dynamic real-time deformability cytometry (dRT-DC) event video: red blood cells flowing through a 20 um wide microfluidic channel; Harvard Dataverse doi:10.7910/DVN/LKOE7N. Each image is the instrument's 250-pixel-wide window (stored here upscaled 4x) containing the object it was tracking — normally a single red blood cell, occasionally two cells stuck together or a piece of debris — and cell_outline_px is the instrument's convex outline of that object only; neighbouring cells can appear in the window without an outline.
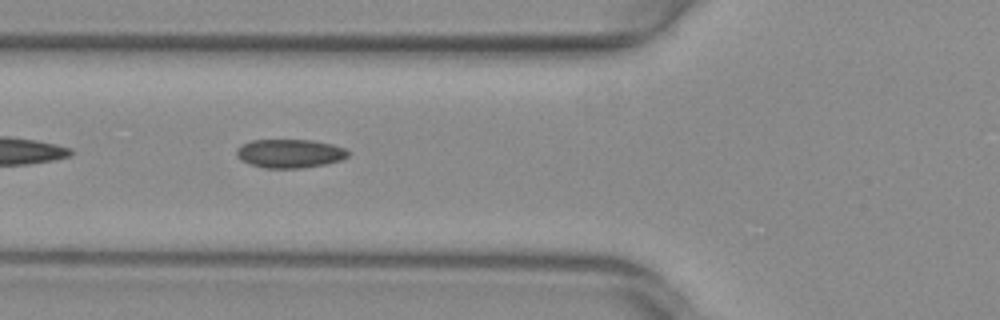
{"species": "common noctule bat (a hibernating species)", "species_latin": "Nyctalus noctula", "temperature_condition": "warm", "stored_images_in_passage": 27, "camera_frame_rate_fps": 3000, "um_per_image_px": 0.085, "animal": {"sex": "female", "body_mass_g": 29.2, "forearm_length_mm": 56.3}, "frame": {"image": 1, "passage_image": 5, "time_ms": 1.333, "image_size_px": [1000, 320], "cell_outline_px": [[352, 152], [348, 156], [340, 160], [324, 164], [304, 168], [264, 168], [248, 164], [240, 160], [236, 156], [236, 148], [252, 140], [312, 140], [332, 144], [344, 148]], "centroid_in_image_um": [24.62, 13.05], "position_along_channel_um": 101.2, "area_um2": 18.79}}
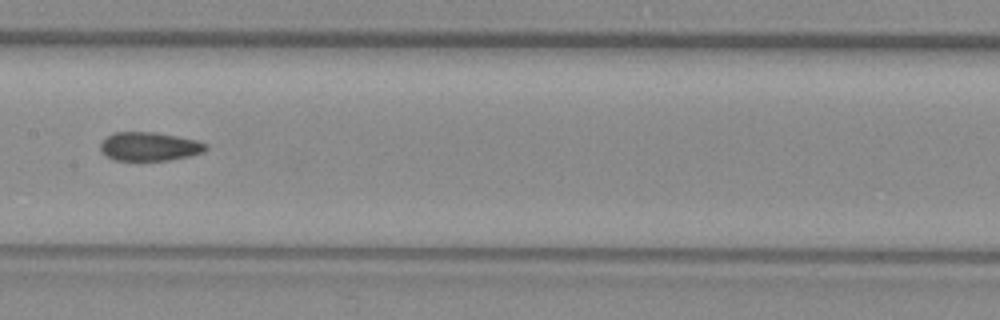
{"frame": {"image": 2, "passage_image": 12, "time_ms": 3.667, "image_size_px": [1000, 320], "cell_outline_px": [[208, 148], [204, 152], [188, 156], [168, 160], [112, 160], [100, 152], [100, 144], [112, 132], [156, 132], [196, 140], [208, 144]], "centroid_in_image_um": [12.68, 12.45], "position_along_channel_um": 194.7, "area_um2": 17.69}}
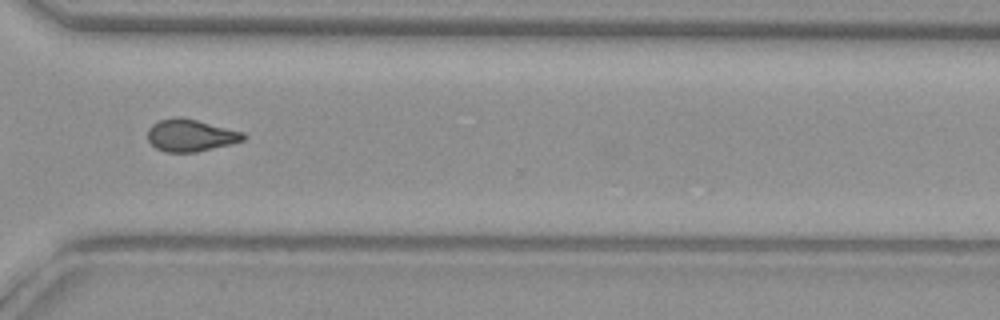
{"frame": {"image": 3, "passage_image": 24, "time_ms": 7.667, "image_size_px": [1000, 320], "cell_outline_px": [[248, 136], [244, 140], [232, 144], [196, 152], [164, 152], [156, 148], [148, 140], [148, 128], [152, 124], [160, 120], [172, 116], [180, 116], [244, 132]], "centroid_in_image_um": [16.21, 11.5], "position_along_channel_um": 354.4, "area_um2": 18.09}}